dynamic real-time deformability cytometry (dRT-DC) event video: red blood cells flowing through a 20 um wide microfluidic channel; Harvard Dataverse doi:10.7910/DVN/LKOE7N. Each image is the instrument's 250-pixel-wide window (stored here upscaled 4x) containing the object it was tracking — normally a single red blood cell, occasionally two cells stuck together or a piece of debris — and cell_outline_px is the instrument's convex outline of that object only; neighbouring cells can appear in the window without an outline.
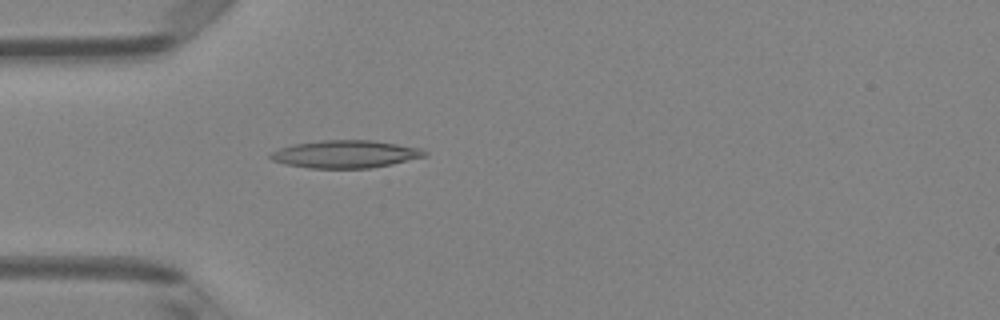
{"species": "Egyptian fruit bat (a non-hibernating species)", "species_latin": "Rousettus aegyptiacus", "temperature_condition": "room temperature", "stored_images_in_passage": 4, "camera_frame_rate_fps": 3000, "um_per_image_px": 0.085, "animal": {"sex": "female"}, "frame": {"image": 1, "passage_image": 4, "time_ms": 1.0, "image_size_px": [1000, 320], "cell_outline_px": [[428, 152], [424, 156], [392, 164], [368, 168], [308, 168], [284, 164], [272, 160], [268, 156], [272, 152], [280, 148], [292, 144], [320, 140], [372, 140], [420, 148]], "centroid_in_image_um": [29.31, 13.1], "position_along_channel_um": 55.7, "area_um2": 24.74}}